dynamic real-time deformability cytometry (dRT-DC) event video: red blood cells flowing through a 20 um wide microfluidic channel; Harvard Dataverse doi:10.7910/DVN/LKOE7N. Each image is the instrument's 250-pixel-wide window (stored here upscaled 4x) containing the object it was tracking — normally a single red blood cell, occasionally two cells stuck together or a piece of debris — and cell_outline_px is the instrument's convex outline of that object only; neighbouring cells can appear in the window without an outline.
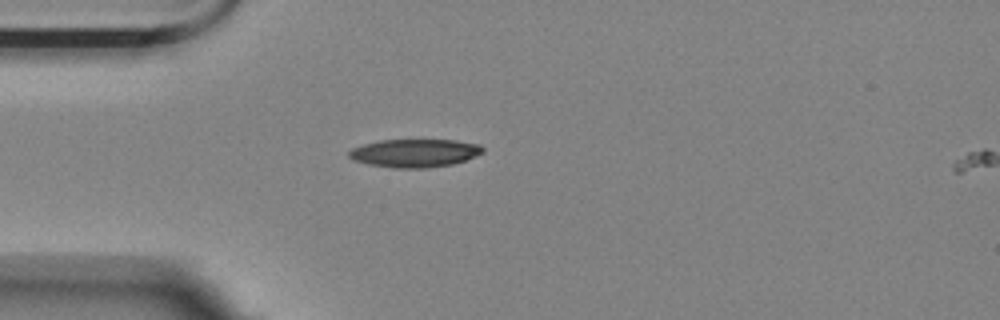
{"species": "Egyptian fruit bat (a non-hibernating species)", "species_latin": "Rousettus aegyptiacus", "temperature_condition": "room temperature", "stored_images_in_passage": 2, "camera_frame_rate_fps": 3000, "um_per_image_px": 0.085, "animal": {"sex": "female"}, "frame": {"image": 1, "passage_image": 1, "time_ms": 0.0, "image_size_px": [1000, 320], "cell_outline_px": [[484, 152], [476, 156], [452, 164], [428, 168], [392, 168], [368, 164], [352, 160], [348, 156], [348, 152], [352, 148], [364, 144], [380, 140], [456, 140], [480, 144], [484, 148]], "centroid_in_image_um": [35.25, 13.01], "position_along_channel_um": 49.8, "area_um2": 22.08}}